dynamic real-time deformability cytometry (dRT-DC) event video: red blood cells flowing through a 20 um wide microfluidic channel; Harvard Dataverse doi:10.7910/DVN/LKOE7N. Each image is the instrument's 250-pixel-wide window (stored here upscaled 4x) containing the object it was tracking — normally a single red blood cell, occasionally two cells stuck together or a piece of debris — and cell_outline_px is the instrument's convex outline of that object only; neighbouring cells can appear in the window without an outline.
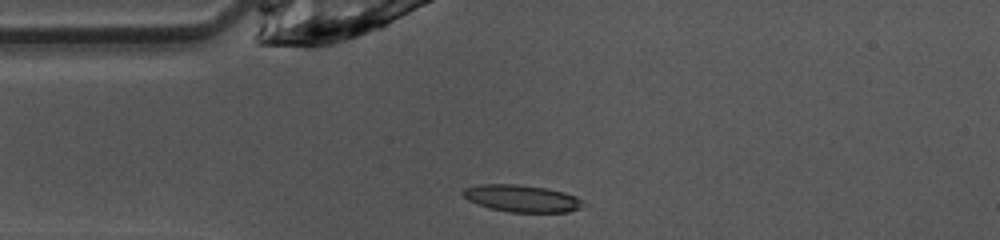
{"species": "common noctule bat (a hibernating species)", "species_latin": "Nyctalus noctula", "temperature_condition": "warm", "stored_images_in_passage": 38, "camera_frame_rate_fps": 3000, "um_per_image_px": 0.085, "animal": {"sex": "female", "body_mass_g": 10.0, "forearm_length_mm": 53.1}, "frame": {"image": 1, "passage_image": 1, "time_ms": 0.0, "image_size_px": [1000, 240], "cell_outline_px": [[588, 204], [580, 208], [568, 212], [508, 212], [488, 208], [476, 204], [468, 200], [460, 192], [464, 188], [480, 184], [516, 184], [544, 188], [564, 192], [576, 196], [584, 200]], "centroid_in_image_um": [44.37, 16.87], "position_along_channel_um": 40.6, "area_um2": 19.19}}
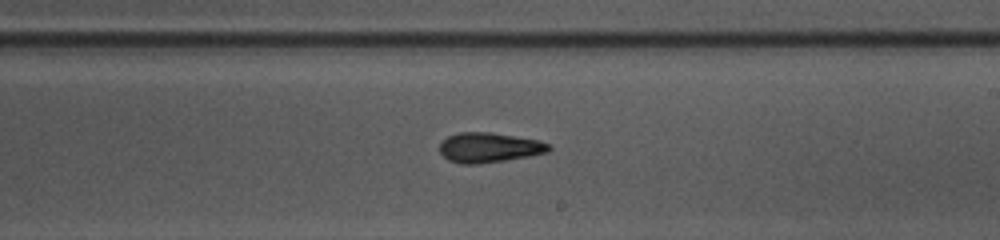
{"frame": {"image": 2, "passage_image": 17, "time_ms": 5.333, "image_size_px": [1000, 240], "cell_outline_px": [[552, 148], [548, 152], [528, 156], [504, 160], [476, 164], [460, 164], [448, 160], [440, 152], [440, 144], [448, 136], [460, 132], [492, 132], [540, 140], [548, 144]], "centroid_in_image_um": [41.58, 12.53], "position_along_channel_um": 247.4, "area_um2": 18.96}}
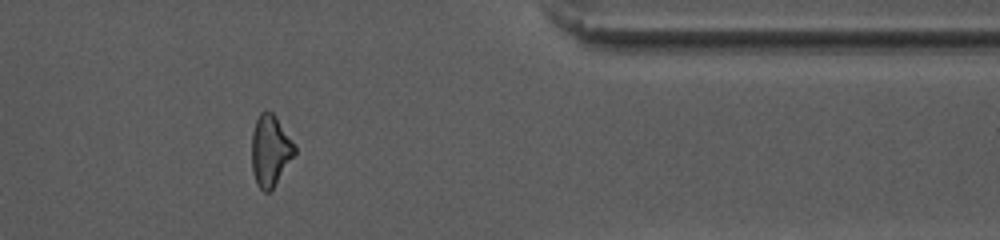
{"frame": {"image": 3, "passage_image": 29, "time_ms": 9.333, "image_size_px": [1000, 240], "cell_outline_px": [[296, 152], [272, 188], [268, 192], [264, 192], [256, 184], [252, 172], [252, 132], [256, 120], [260, 112], [272, 112], [276, 116], [296, 144]], "centroid_in_image_um": [22.97, 12.78], "position_along_channel_um": 388.4, "area_um2": 17.74}, "authors_computed_cell_mechanics": {"area_um2": 18.785, "velocity_mm_per_s": 4.104, "shape_relaxation_time_tau1_ms": 5.4744, "shape_relaxation_time_tau2_ms": 4.5484, "deformation_change_tau1": 0.1724, "deformation_change_tau2": 0.1311}}